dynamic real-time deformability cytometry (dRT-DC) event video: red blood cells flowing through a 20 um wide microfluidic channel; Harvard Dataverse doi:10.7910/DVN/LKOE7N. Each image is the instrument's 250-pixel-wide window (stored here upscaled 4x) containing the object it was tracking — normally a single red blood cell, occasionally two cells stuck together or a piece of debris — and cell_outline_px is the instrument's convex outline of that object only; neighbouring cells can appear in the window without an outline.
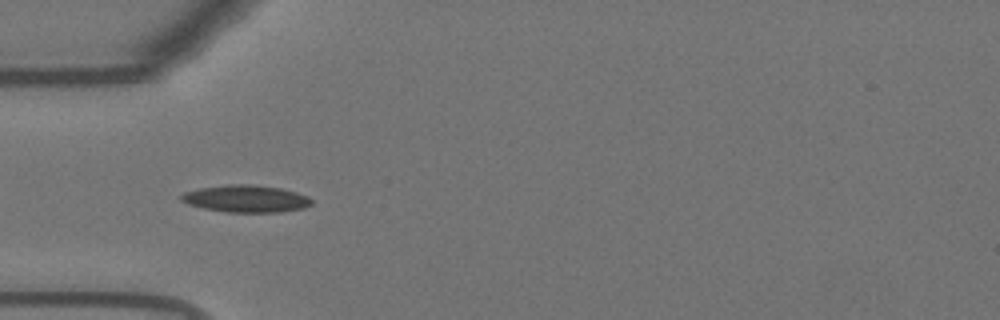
{"species": "Egyptian fruit bat (a non-hibernating species)", "species_latin": "Rousettus aegyptiacus", "temperature_condition": "warm", "stored_images_in_passage": 42, "camera_frame_rate_fps": 3000, "um_per_image_px": 0.085, "animal": {"sex": "female"}, "frame": {"image": 1, "passage_image": 3, "time_ms": 0.667, "image_size_px": [1000, 320], "cell_outline_px": [[312, 204], [304, 208], [280, 212], [228, 212], [204, 208], [188, 204], [180, 200], [180, 196], [184, 192], [200, 188], [232, 184], [252, 184], [280, 188], [296, 192], [308, 196], [312, 200]], "centroid_in_image_um": [20.92, 16.89], "position_along_channel_um": 64.1, "area_um2": 20.58}}
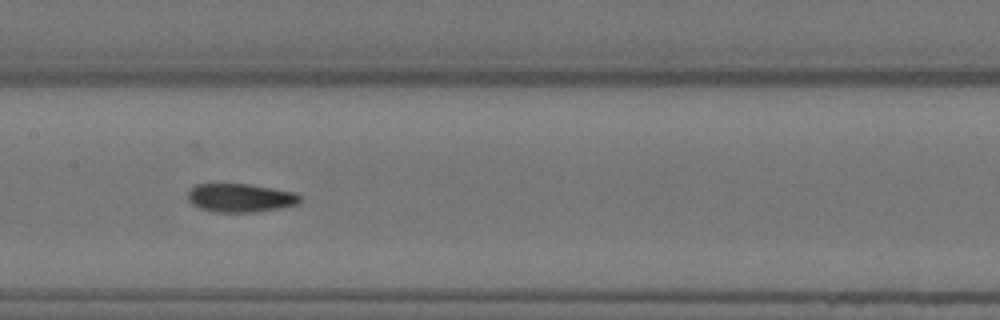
{"frame": {"image": 2, "passage_image": 13, "time_ms": 4.0, "image_size_px": [1000, 320], "cell_outline_px": [[300, 200], [296, 204], [280, 208], [252, 212], [212, 212], [200, 208], [192, 204], [188, 200], [188, 192], [196, 184], [248, 184], [292, 192], [300, 196]], "centroid_in_image_um": [20.38, 16.82], "position_along_channel_um": 187.0, "area_um2": 18.38}}
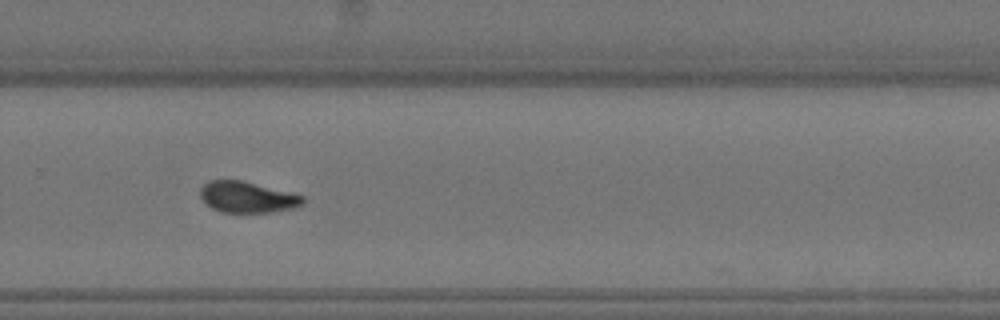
{"frame": {"image": 3, "passage_image": 23, "time_ms": 7.333, "image_size_px": [1000, 320], "cell_outline_px": [[304, 204], [292, 208], [272, 212], [220, 212], [212, 208], [200, 196], [200, 188], [208, 180], [240, 180], [304, 196]], "centroid_in_image_um": [21.0, 16.76], "position_along_channel_um": 308.8, "area_um2": 18.32}, "authors_computed_cell_mechanics": {"area_um2": 18.9006, "velocity_mm_per_s": 3.6798, "shape_relaxation_time_tau1_ms": null, "shape_relaxation_time_tau2_ms": 2.5641, "deformation_change_tau1": null, "deformation_change_tau2": 0.0867}}